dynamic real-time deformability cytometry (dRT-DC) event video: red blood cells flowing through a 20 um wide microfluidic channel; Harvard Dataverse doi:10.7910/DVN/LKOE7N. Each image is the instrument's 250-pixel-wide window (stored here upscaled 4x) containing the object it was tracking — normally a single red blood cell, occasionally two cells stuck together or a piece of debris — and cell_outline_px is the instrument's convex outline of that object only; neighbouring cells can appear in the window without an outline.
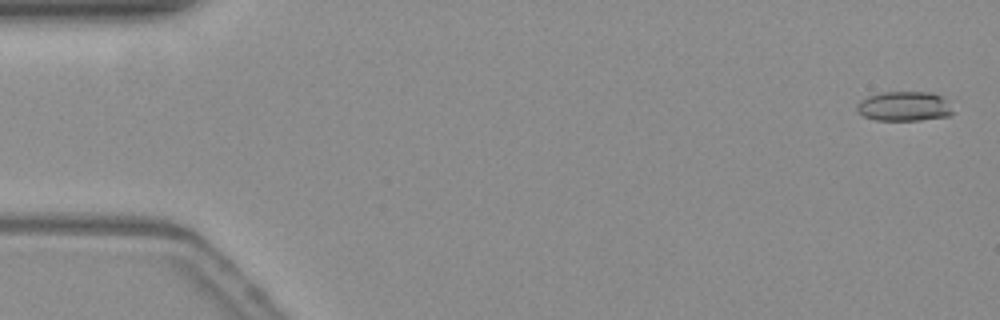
{"species": "common noctule bat (a hibernating species)", "species_latin": "Nyctalus noctula", "temperature_condition": "warm", "stored_images_in_passage": 55, "camera_frame_rate_fps": 3000, "um_per_image_px": 0.085, "animal": {"sex": "female", "body_mass_g": 19.3, "forearm_length_mm": 54.1}, "frame": {"image": 1, "passage_image": 2, "time_ms": 0.333, "image_size_px": [1000, 320], "cell_outline_px": [[952, 112], [948, 116], [920, 120], [876, 120], [864, 116], [856, 108], [856, 104], [860, 100], [868, 96], [884, 92], [932, 92], [940, 96], [944, 100]], "centroid_in_image_um": [76.8, 9.03], "position_along_channel_um": 8.2, "area_um2": 16.24}}
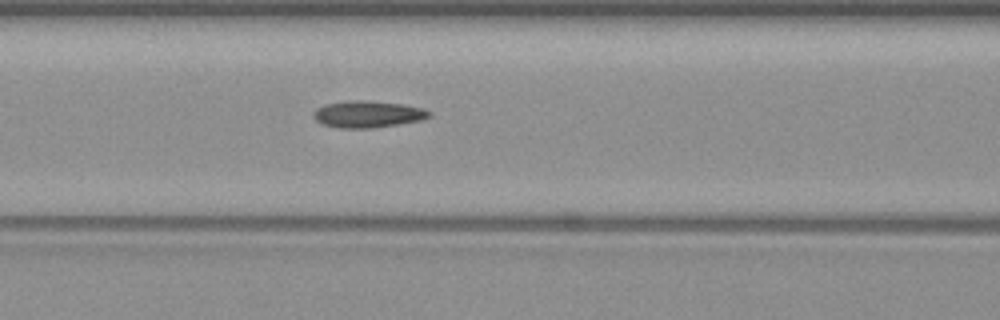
{"frame": {"image": 2, "passage_image": 23, "time_ms": 7.333, "image_size_px": [1000, 320], "cell_outline_px": [[432, 116], [420, 120], [372, 128], [340, 128], [324, 124], [316, 120], [312, 116], [312, 112], [316, 108], [324, 104], [352, 100], [368, 100], [404, 104], [424, 108], [432, 112]], "centroid_in_image_um": [31.26, 9.69], "position_along_channel_um": 135.3, "area_um2": 18.15}}
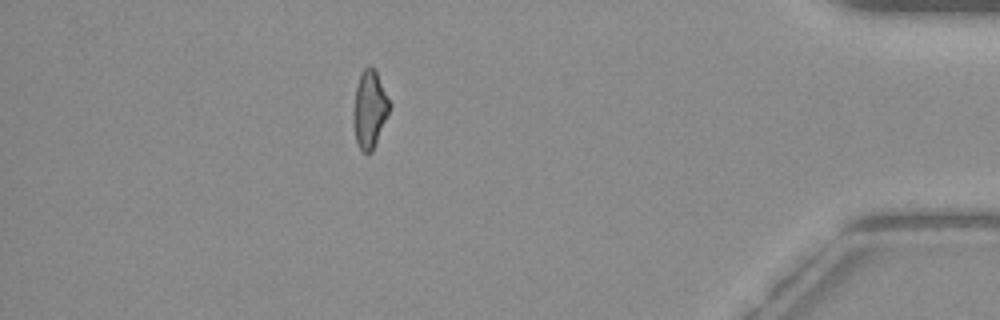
{"frame": {"image": 3, "passage_image": 48, "time_ms": 15.667, "image_size_px": [1000, 320], "cell_outline_px": [[392, 104], [388, 116], [372, 152], [364, 152], [360, 148], [356, 140], [356, 88], [360, 72], [368, 64], [376, 72]], "centroid_in_image_um": [31.49, 9.25], "position_along_channel_um": 403.7, "area_um2": 15.61}, "authors_computed_cell_mechanics": {"area_um2": 16.9932, "velocity_mm_per_s": 3.8193, "shape_relaxation_time_tau1_ms": 8.254, "shape_relaxation_time_tau2_ms": 2.7771, "deformation_change_tau1": 0.2006, "deformation_change_tau2": 0.1027}}